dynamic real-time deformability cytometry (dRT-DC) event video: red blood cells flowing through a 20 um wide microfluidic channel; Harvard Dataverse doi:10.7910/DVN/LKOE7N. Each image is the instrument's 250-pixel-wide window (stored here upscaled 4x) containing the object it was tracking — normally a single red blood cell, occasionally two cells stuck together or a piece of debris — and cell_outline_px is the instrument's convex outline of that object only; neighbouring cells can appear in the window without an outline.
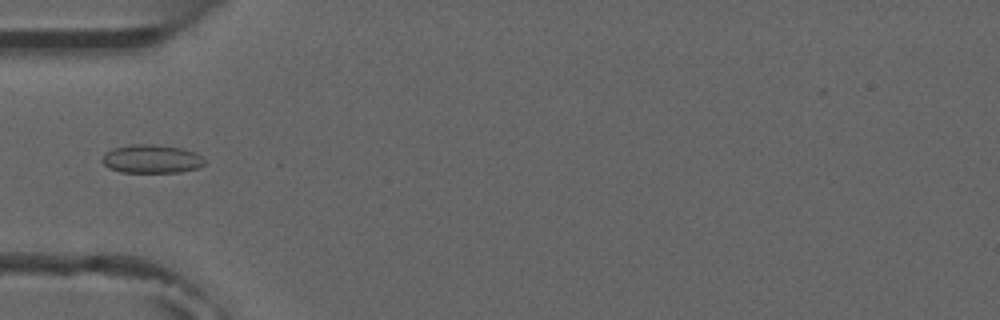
{"species": "common noctule bat (a hibernating species)", "species_latin": "Nyctalus noctula", "temperature_condition": "room temperature", "stored_images_in_passage": 4, "camera_frame_rate_fps": 3000, "um_per_image_px": 0.085, "animal": {"sex": "male", "forearm_length_mm": 52.5}, "frame": {"image": 1, "passage_image": 4, "time_ms": 4.667, "image_size_px": [1000, 320], "cell_outline_px": [[208, 160], [200, 168], [180, 172], [120, 172], [108, 168], [100, 160], [104, 152], [112, 148], [132, 144], [152, 144], [184, 148], [196, 152]], "centroid_in_image_um": [12.9, 13.5], "position_along_channel_um": 72.1, "area_um2": 17.46}}